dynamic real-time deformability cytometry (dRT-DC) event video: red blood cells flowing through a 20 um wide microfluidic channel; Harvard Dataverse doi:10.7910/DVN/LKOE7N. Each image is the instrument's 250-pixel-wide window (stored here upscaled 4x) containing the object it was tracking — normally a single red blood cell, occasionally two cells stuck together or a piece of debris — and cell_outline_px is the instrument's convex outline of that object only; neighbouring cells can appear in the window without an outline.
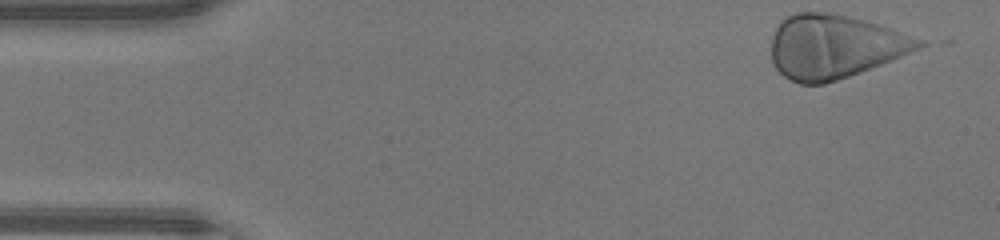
{"species": "human", "species_latin": "Homo sapiens", "temperature_condition": "warm", "stored_images_in_passage": 26, "camera_frame_rate_fps": 3000, "um_per_image_px": 0.085, "donor": {"sex": "male"}, "frame": {"image": 1, "passage_image": 1, "time_ms": 0.0, "image_size_px": [1000, 240], "cell_outline_px": [[928, 44], [900, 56], [880, 64], [848, 76], [824, 84], [800, 84], [784, 76], [772, 64], [772, 36], [780, 20], [796, 12], [828, 12], [848, 16], [864, 20], [924, 40]], "centroid_in_image_um": [70.88, 3.95], "position_along_channel_um": 14.1, "area_um2": 54.16}}
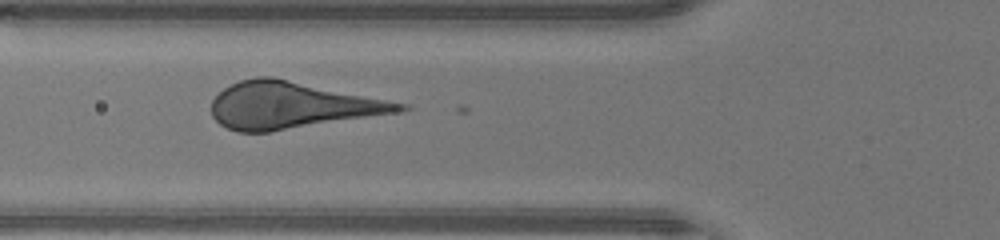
{"frame": {"image": 2, "passage_image": 15, "time_ms": 4.667, "image_size_px": [1000, 240], "cell_outline_px": [[412, 108], [400, 112], [268, 132], [240, 132], [228, 128], [220, 124], [212, 116], [212, 100], [224, 88], [240, 80], [256, 76], [272, 76], [408, 104]], "centroid_in_image_um": [24.8, 8.94], "position_along_channel_um": 101.0, "area_um2": 50.92}}
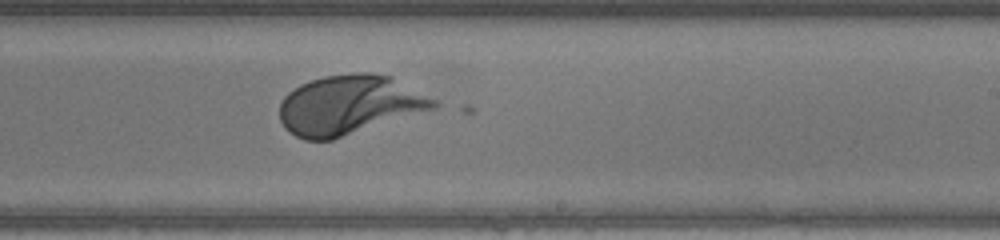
{"frame": {"image": 3, "passage_image": 26, "time_ms": 8.333, "image_size_px": [1000, 240], "cell_outline_px": [[440, 104], [436, 108], [332, 140], [304, 140], [296, 136], [284, 128], [280, 120], [280, 104], [284, 96], [288, 92], [300, 84], [324, 76], [356, 72], [372, 72], [392, 76], [436, 100]], "centroid_in_image_um": [29.68, 8.91], "position_along_channel_um": 259.3, "area_um2": 53.41}}